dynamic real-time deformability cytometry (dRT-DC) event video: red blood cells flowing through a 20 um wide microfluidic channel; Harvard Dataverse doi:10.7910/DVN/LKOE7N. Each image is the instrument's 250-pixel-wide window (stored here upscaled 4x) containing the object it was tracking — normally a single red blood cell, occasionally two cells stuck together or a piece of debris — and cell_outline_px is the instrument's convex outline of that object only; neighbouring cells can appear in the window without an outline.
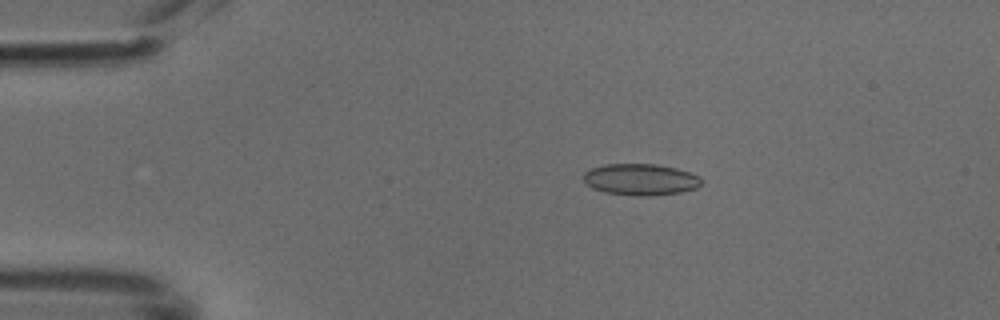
{"species": "common noctule bat (a hibernating species)", "species_latin": "Nyctalus noctula", "temperature_condition": "cold", "stored_images_in_passage": 45, "camera_frame_rate_fps": 3000, "um_per_image_px": 0.085, "animal": {"sex": "male", "body_mass_g": 18.8}, "frame": {"image": 1, "passage_image": 8, "time_ms": 2.333, "image_size_px": [1000, 320], "cell_outline_px": [[704, 184], [696, 188], [680, 192], [648, 196], [636, 196], [608, 192], [592, 188], [584, 180], [584, 172], [592, 168], [604, 164], [656, 164], [676, 168], [700, 176], [704, 180]], "centroid_in_image_um": [54.5, 15.25], "position_along_channel_um": 30.5, "area_um2": 21.62}}
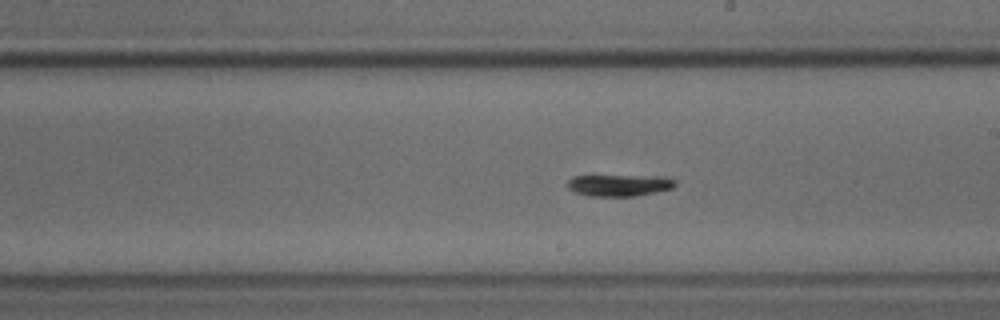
{"frame": {"image": 2, "passage_image": 23, "time_ms": 7.333, "image_size_px": [1000, 320], "cell_outline_px": [[676, 184], [672, 188], [632, 196], [588, 196], [576, 192], [568, 188], [568, 180], [572, 176], [664, 176], [676, 180]], "centroid_in_image_um": [52.63, 15.74], "position_along_channel_um": 236.4, "area_um2": 13.41}}
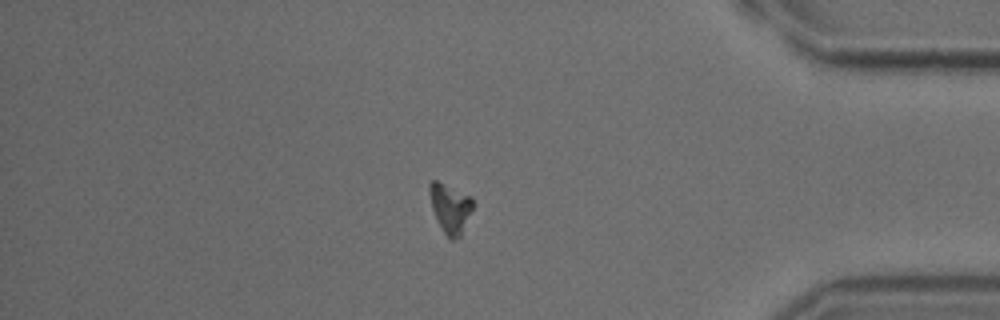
{"frame": {"image": 3, "passage_image": 37, "time_ms": 12.0, "image_size_px": [1000, 320], "cell_outline_px": [[476, 204], [460, 236], [452, 240], [448, 240], [432, 208], [428, 192], [428, 184], [432, 180], [436, 180], [472, 196]], "centroid_in_image_um": [38.3, 17.67], "position_along_channel_um": 396.9, "area_um2": 12.66}}